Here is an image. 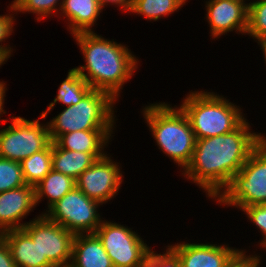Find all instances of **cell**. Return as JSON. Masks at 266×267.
<instances>
[{
  "mask_svg": "<svg viewBox=\"0 0 266 267\" xmlns=\"http://www.w3.org/2000/svg\"><path fill=\"white\" fill-rule=\"evenodd\" d=\"M251 126L246 119L230 133L196 139L192 160L181 176L214 201L266 136Z\"/></svg>",
  "mask_w": 266,
  "mask_h": 267,
  "instance_id": "6da1fadb",
  "label": "cell"
},
{
  "mask_svg": "<svg viewBox=\"0 0 266 267\" xmlns=\"http://www.w3.org/2000/svg\"><path fill=\"white\" fill-rule=\"evenodd\" d=\"M72 36L85 62L74 69L92 89L106 92L119 102L124 84L137 73L139 57L126 44L97 32H80Z\"/></svg>",
  "mask_w": 266,
  "mask_h": 267,
  "instance_id": "7a4b0ae2",
  "label": "cell"
},
{
  "mask_svg": "<svg viewBox=\"0 0 266 267\" xmlns=\"http://www.w3.org/2000/svg\"><path fill=\"white\" fill-rule=\"evenodd\" d=\"M141 114L158 149L173 160L182 173L192 160L196 144L186 114L178 105L164 101L144 105Z\"/></svg>",
  "mask_w": 266,
  "mask_h": 267,
  "instance_id": "3957f363",
  "label": "cell"
},
{
  "mask_svg": "<svg viewBox=\"0 0 266 267\" xmlns=\"http://www.w3.org/2000/svg\"><path fill=\"white\" fill-rule=\"evenodd\" d=\"M178 106L186 114L196 139L230 133L247 119L239 105L212 90H191Z\"/></svg>",
  "mask_w": 266,
  "mask_h": 267,
  "instance_id": "277c9868",
  "label": "cell"
},
{
  "mask_svg": "<svg viewBox=\"0 0 266 267\" xmlns=\"http://www.w3.org/2000/svg\"><path fill=\"white\" fill-rule=\"evenodd\" d=\"M106 92L91 89L80 102L65 107L47 127L52 142L61 135L80 130H116L117 102ZM116 126V127H115Z\"/></svg>",
  "mask_w": 266,
  "mask_h": 267,
  "instance_id": "5b68a950",
  "label": "cell"
},
{
  "mask_svg": "<svg viewBox=\"0 0 266 267\" xmlns=\"http://www.w3.org/2000/svg\"><path fill=\"white\" fill-rule=\"evenodd\" d=\"M214 202L240 211L266 203V136Z\"/></svg>",
  "mask_w": 266,
  "mask_h": 267,
  "instance_id": "8992f818",
  "label": "cell"
},
{
  "mask_svg": "<svg viewBox=\"0 0 266 267\" xmlns=\"http://www.w3.org/2000/svg\"><path fill=\"white\" fill-rule=\"evenodd\" d=\"M11 124L0 128V157L16 162L36 152L46 149L51 143L47 122L41 123L43 116L27 120L25 117L10 114Z\"/></svg>",
  "mask_w": 266,
  "mask_h": 267,
  "instance_id": "52a82bcc",
  "label": "cell"
},
{
  "mask_svg": "<svg viewBox=\"0 0 266 267\" xmlns=\"http://www.w3.org/2000/svg\"><path fill=\"white\" fill-rule=\"evenodd\" d=\"M102 204L88 198L77 187L66 193L53 204L44 215L72 232L78 234H93L103 221L99 208Z\"/></svg>",
  "mask_w": 266,
  "mask_h": 267,
  "instance_id": "ba28073f",
  "label": "cell"
},
{
  "mask_svg": "<svg viewBox=\"0 0 266 267\" xmlns=\"http://www.w3.org/2000/svg\"><path fill=\"white\" fill-rule=\"evenodd\" d=\"M104 219L94 234L99 238L114 267H139L147 259L151 246L137 230Z\"/></svg>",
  "mask_w": 266,
  "mask_h": 267,
  "instance_id": "9c48e42d",
  "label": "cell"
},
{
  "mask_svg": "<svg viewBox=\"0 0 266 267\" xmlns=\"http://www.w3.org/2000/svg\"><path fill=\"white\" fill-rule=\"evenodd\" d=\"M37 244L41 267H69L74 234L44 214L36 215L22 228Z\"/></svg>",
  "mask_w": 266,
  "mask_h": 267,
  "instance_id": "30bf717a",
  "label": "cell"
},
{
  "mask_svg": "<svg viewBox=\"0 0 266 267\" xmlns=\"http://www.w3.org/2000/svg\"><path fill=\"white\" fill-rule=\"evenodd\" d=\"M109 154L96 160L75 180L80 191L102 205L110 203L124 184L122 166Z\"/></svg>",
  "mask_w": 266,
  "mask_h": 267,
  "instance_id": "8fae6325",
  "label": "cell"
},
{
  "mask_svg": "<svg viewBox=\"0 0 266 267\" xmlns=\"http://www.w3.org/2000/svg\"><path fill=\"white\" fill-rule=\"evenodd\" d=\"M205 17L211 39L216 41L229 32L246 35L248 4L238 0H206ZM216 39V40H215Z\"/></svg>",
  "mask_w": 266,
  "mask_h": 267,
  "instance_id": "7c38bea8",
  "label": "cell"
},
{
  "mask_svg": "<svg viewBox=\"0 0 266 267\" xmlns=\"http://www.w3.org/2000/svg\"><path fill=\"white\" fill-rule=\"evenodd\" d=\"M223 243H191L186 240V242L170 243L169 246L177 253L180 267H227L241 251L248 250Z\"/></svg>",
  "mask_w": 266,
  "mask_h": 267,
  "instance_id": "4fadbf2b",
  "label": "cell"
},
{
  "mask_svg": "<svg viewBox=\"0 0 266 267\" xmlns=\"http://www.w3.org/2000/svg\"><path fill=\"white\" fill-rule=\"evenodd\" d=\"M36 205L35 189L32 185H23L16 189L0 193V232L22 229L28 222L22 221ZM22 222V223H21Z\"/></svg>",
  "mask_w": 266,
  "mask_h": 267,
  "instance_id": "5bb4252c",
  "label": "cell"
},
{
  "mask_svg": "<svg viewBox=\"0 0 266 267\" xmlns=\"http://www.w3.org/2000/svg\"><path fill=\"white\" fill-rule=\"evenodd\" d=\"M103 12L98 0H63L60 16L65 19V26L69 34L74 35L80 32H95L93 26Z\"/></svg>",
  "mask_w": 266,
  "mask_h": 267,
  "instance_id": "9a60e30c",
  "label": "cell"
},
{
  "mask_svg": "<svg viewBox=\"0 0 266 267\" xmlns=\"http://www.w3.org/2000/svg\"><path fill=\"white\" fill-rule=\"evenodd\" d=\"M113 134L115 130H80L63 134L55 142L65 150L90 153L98 160L107 154Z\"/></svg>",
  "mask_w": 266,
  "mask_h": 267,
  "instance_id": "2e32d148",
  "label": "cell"
},
{
  "mask_svg": "<svg viewBox=\"0 0 266 267\" xmlns=\"http://www.w3.org/2000/svg\"><path fill=\"white\" fill-rule=\"evenodd\" d=\"M69 267H114L99 238L93 234L74 236Z\"/></svg>",
  "mask_w": 266,
  "mask_h": 267,
  "instance_id": "e0dca14e",
  "label": "cell"
},
{
  "mask_svg": "<svg viewBox=\"0 0 266 267\" xmlns=\"http://www.w3.org/2000/svg\"><path fill=\"white\" fill-rule=\"evenodd\" d=\"M2 235L17 267H41L40 250L23 229L9 230Z\"/></svg>",
  "mask_w": 266,
  "mask_h": 267,
  "instance_id": "ac0fdd59",
  "label": "cell"
},
{
  "mask_svg": "<svg viewBox=\"0 0 266 267\" xmlns=\"http://www.w3.org/2000/svg\"><path fill=\"white\" fill-rule=\"evenodd\" d=\"M97 159L90 153L65 150L52 142V169L76 180Z\"/></svg>",
  "mask_w": 266,
  "mask_h": 267,
  "instance_id": "d6986e66",
  "label": "cell"
},
{
  "mask_svg": "<svg viewBox=\"0 0 266 267\" xmlns=\"http://www.w3.org/2000/svg\"><path fill=\"white\" fill-rule=\"evenodd\" d=\"M91 89L84 77L80 76L74 68L69 69L66 78L62 81L57 90L58 93L56 97L49 103L47 109L40 113L44 121L49 112L54 110V106L56 107L57 103L63 104V107L77 104Z\"/></svg>",
  "mask_w": 266,
  "mask_h": 267,
  "instance_id": "ffe728a7",
  "label": "cell"
},
{
  "mask_svg": "<svg viewBox=\"0 0 266 267\" xmlns=\"http://www.w3.org/2000/svg\"><path fill=\"white\" fill-rule=\"evenodd\" d=\"M74 187H76V183L72 177L52 169L43 180L34 186L36 205L47 199V207L41 214H44Z\"/></svg>",
  "mask_w": 266,
  "mask_h": 267,
  "instance_id": "44dd1931",
  "label": "cell"
},
{
  "mask_svg": "<svg viewBox=\"0 0 266 267\" xmlns=\"http://www.w3.org/2000/svg\"><path fill=\"white\" fill-rule=\"evenodd\" d=\"M187 2L188 0H133L130 14L135 13L154 22L178 12Z\"/></svg>",
  "mask_w": 266,
  "mask_h": 267,
  "instance_id": "7402d4cb",
  "label": "cell"
},
{
  "mask_svg": "<svg viewBox=\"0 0 266 267\" xmlns=\"http://www.w3.org/2000/svg\"><path fill=\"white\" fill-rule=\"evenodd\" d=\"M20 163L26 184L37 185L52 170V143Z\"/></svg>",
  "mask_w": 266,
  "mask_h": 267,
  "instance_id": "603a6c76",
  "label": "cell"
},
{
  "mask_svg": "<svg viewBox=\"0 0 266 267\" xmlns=\"http://www.w3.org/2000/svg\"><path fill=\"white\" fill-rule=\"evenodd\" d=\"M63 0H13L11 4L17 15L35 14L37 22H41L48 17L59 16ZM51 15V16H50Z\"/></svg>",
  "mask_w": 266,
  "mask_h": 267,
  "instance_id": "cb8c5ba5",
  "label": "cell"
},
{
  "mask_svg": "<svg viewBox=\"0 0 266 267\" xmlns=\"http://www.w3.org/2000/svg\"><path fill=\"white\" fill-rule=\"evenodd\" d=\"M246 35L255 42L266 39V0L248 3V25Z\"/></svg>",
  "mask_w": 266,
  "mask_h": 267,
  "instance_id": "d4e9b609",
  "label": "cell"
},
{
  "mask_svg": "<svg viewBox=\"0 0 266 267\" xmlns=\"http://www.w3.org/2000/svg\"><path fill=\"white\" fill-rule=\"evenodd\" d=\"M26 185L20 162L0 157V193Z\"/></svg>",
  "mask_w": 266,
  "mask_h": 267,
  "instance_id": "484cf974",
  "label": "cell"
},
{
  "mask_svg": "<svg viewBox=\"0 0 266 267\" xmlns=\"http://www.w3.org/2000/svg\"><path fill=\"white\" fill-rule=\"evenodd\" d=\"M7 8L9 9L7 14L0 15V54L8 61L14 50L8 41L6 44V40L14 33L17 14L12 4H9Z\"/></svg>",
  "mask_w": 266,
  "mask_h": 267,
  "instance_id": "4316f807",
  "label": "cell"
},
{
  "mask_svg": "<svg viewBox=\"0 0 266 267\" xmlns=\"http://www.w3.org/2000/svg\"><path fill=\"white\" fill-rule=\"evenodd\" d=\"M243 214H246L249 222L253 223L252 225L256 226L257 230L259 229L262 235L261 241L259 240L256 246L260 247L259 249H266V203L261 205H253L244 207L242 210Z\"/></svg>",
  "mask_w": 266,
  "mask_h": 267,
  "instance_id": "83f0119b",
  "label": "cell"
},
{
  "mask_svg": "<svg viewBox=\"0 0 266 267\" xmlns=\"http://www.w3.org/2000/svg\"><path fill=\"white\" fill-rule=\"evenodd\" d=\"M139 267H180V260L177 253L169 246H165L164 252L158 253L152 250L148 254V259Z\"/></svg>",
  "mask_w": 266,
  "mask_h": 267,
  "instance_id": "f1b7e54d",
  "label": "cell"
},
{
  "mask_svg": "<svg viewBox=\"0 0 266 267\" xmlns=\"http://www.w3.org/2000/svg\"><path fill=\"white\" fill-rule=\"evenodd\" d=\"M254 250L252 254L247 252H240L227 267H260L262 264V255L260 253H255ZM249 253V254H247ZM261 256V257H260Z\"/></svg>",
  "mask_w": 266,
  "mask_h": 267,
  "instance_id": "f546056e",
  "label": "cell"
},
{
  "mask_svg": "<svg viewBox=\"0 0 266 267\" xmlns=\"http://www.w3.org/2000/svg\"><path fill=\"white\" fill-rule=\"evenodd\" d=\"M0 267H17L3 235L0 236Z\"/></svg>",
  "mask_w": 266,
  "mask_h": 267,
  "instance_id": "4dcf8cb0",
  "label": "cell"
},
{
  "mask_svg": "<svg viewBox=\"0 0 266 267\" xmlns=\"http://www.w3.org/2000/svg\"><path fill=\"white\" fill-rule=\"evenodd\" d=\"M98 2L102 9H105L107 5H114L115 7L119 8V11H122V13H130L133 5V0H98Z\"/></svg>",
  "mask_w": 266,
  "mask_h": 267,
  "instance_id": "1f68e13d",
  "label": "cell"
},
{
  "mask_svg": "<svg viewBox=\"0 0 266 267\" xmlns=\"http://www.w3.org/2000/svg\"><path fill=\"white\" fill-rule=\"evenodd\" d=\"M7 84L6 81H0V123L6 124L8 119H1L3 114L7 112L4 110L5 97H6ZM2 121V122H1Z\"/></svg>",
  "mask_w": 266,
  "mask_h": 267,
  "instance_id": "d6a6232c",
  "label": "cell"
},
{
  "mask_svg": "<svg viewBox=\"0 0 266 267\" xmlns=\"http://www.w3.org/2000/svg\"><path fill=\"white\" fill-rule=\"evenodd\" d=\"M257 44L259 45V47L263 53L264 63L266 64V39H262V40L257 41Z\"/></svg>",
  "mask_w": 266,
  "mask_h": 267,
  "instance_id": "836d02e7",
  "label": "cell"
},
{
  "mask_svg": "<svg viewBox=\"0 0 266 267\" xmlns=\"http://www.w3.org/2000/svg\"><path fill=\"white\" fill-rule=\"evenodd\" d=\"M7 60L0 54V68H2V65L6 64Z\"/></svg>",
  "mask_w": 266,
  "mask_h": 267,
  "instance_id": "e575fe53",
  "label": "cell"
}]
</instances>
